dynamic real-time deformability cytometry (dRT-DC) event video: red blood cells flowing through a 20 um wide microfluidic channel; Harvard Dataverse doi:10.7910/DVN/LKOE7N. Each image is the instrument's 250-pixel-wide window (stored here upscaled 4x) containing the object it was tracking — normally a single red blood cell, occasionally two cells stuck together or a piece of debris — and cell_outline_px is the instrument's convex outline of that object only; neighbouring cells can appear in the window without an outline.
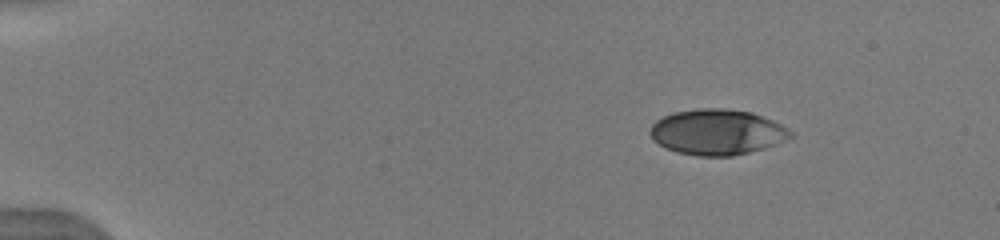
{"species": "human", "species_latin": "Homo sapiens", "temperature_condition": "warm", "stored_images_in_passage": 39, "camera_frame_rate_fps": 3000, "um_per_image_px": 0.085, "donor": {"sex": "male"}, "frame": {"image": 1, "passage_image": 5, "time_ms": 1.667, "image_size_px": [1000, 240], "cell_outline_px": [[796, 136], [776, 144], [764, 148], [732, 156], [696, 156], [676, 152], [660, 144], [648, 132], [652, 124], [656, 120], [664, 116], [676, 112], [700, 108], [724, 108], [752, 112], [772, 120], [788, 128]], "centroid_in_image_um": [60.99, 11.22], "position_along_channel_um": 24.0, "area_um2": 37.22}}
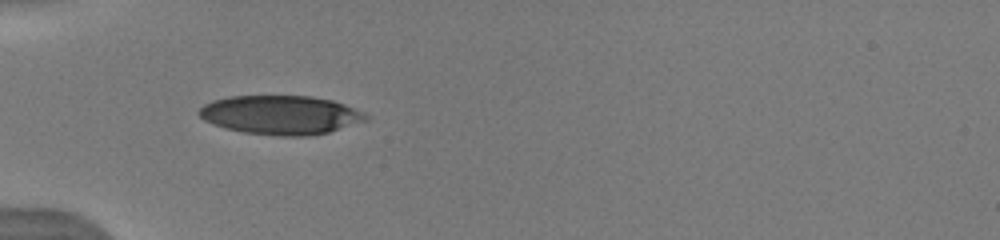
{"frame": {"image": 2, "passage_image": 13, "time_ms": 5.0, "image_size_px": [1000, 240], "cell_outline_px": [[368, 120], [328, 132], [308, 136], [280, 136], [244, 132], [224, 128], [212, 124], [204, 120], [196, 112], [204, 104], [212, 100], [232, 96], [312, 96], [332, 100], [344, 104], [364, 112], [368, 116]], "centroid_in_image_um": [23.84, 9.77], "position_along_channel_um": 61.2, "area_um2": 37.92}, "authors_computed_cell_mechanics": {"area_um2": 38.7838, "velocity_mm_per_s": 4.013, "shape_relaxation_time_tau1_ms": 5.6444, "shape_relaxation_time_tau2_ms": null, "deformation_change_tau1": 0.2367, "deformation_change_tau2": null}}